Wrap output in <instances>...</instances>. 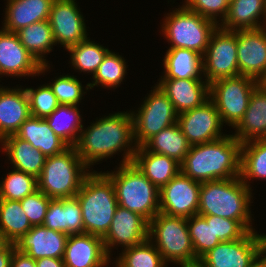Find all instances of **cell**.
<instances>
[{
    "instance_id": "obj_38",
    "label": "cell",
    "mask_w": 266,
    "mask_h": 267,
    "mask_svg": "<svg viewBox=\"0 0 266 267\" xmlns=\"http://www.w3.org/2000/svg\"><path fill=\"white\" fill-rule=\"evenodd\" d=\"M126 73V62L124 58L109 51L99 65L97 71L92 76L94 81L88 83L86 89H92L101 84L107 88L117 87L121 84ZM98 84V85H97Z\"/></svg>"
},
{
    "instance_id": "obj_21",
    "label": "cell",
    "mask_w": 266,
    "mask_h": 267,
    "mask_svg": "<svg viewBox=\"0 0 266 267\" xmlns=\"http://www.w3.org/2000/svg\"><path fill=\"white\" fill-rule=\"evenodd\" d=\"M157 86L181 112L201 106L209 99V83L201 79H161Z\"/></svg>"
},
{
    "instance_id": "obj_22",
    "label": "cell",
    "mask_w": 266,
    "mask_h": 267,
    "mask_svg": "<svg viewBox=\"0 0 266 267\" xmlns=\"http://www.w3.org/2000/svg\"><path fill=\"white\" fill-rule=\"evenodd\" d=\"M30 116L25 89L0 88V141L6 136L16 134L21 124Z\"/></svg>"
},
{
    "instance_id": "obj_42",
    "label": "cell",
    "mask_w": 266,
    "mask_h": 267,
    "mask_svg": "<svg viewBox=\"0 0 266 267\" xmlns=\"http://www.w3.org/2000/svg\"><path fill=\"white\" fill-rule=\"evenodd\" d=\"M50 201L51 198L40 190H36L34 193L20 200L21 207L31 226L43 225Z\"/></svg>"
},
{
    "instance_id": "obj_45",
    "label": "cell",
    "mask_w": 266,
    "mask_h": 267,
    "mask_svg": "<svg viewBox=\"0 0 266 267\" xmlns=\"http://www.w3.org/2000/svg\"><path fill=\"white\" fill-rule=\"evenodd\" d=\"M65 211V234H83L84 224L81 205L76 197L63 199Z\"/></svg>"
},
{
    "instance_id": "obj_52",
    "label": "cell",
    "mask_w": 266,
    "mask_h": 267,
    "mask_svg": "<svg viewBox=\"0 0 266 267\" xmlns=\"http://www.w3.org/2000/svg\"><path fill=\"white\" fill-rule=\"evenodd\" d=\"M263 252L266 253V235H263Z\"/></svg>"
},
{
    "instance_id": "obj_35",
    "label": "cell",
    "mask_w": 266,
    "mask_h": 267,
    "mask_svg": "<svg viewBox=\"0 0 266 267\" xmlns=\"http://www.w3.org/2000/svg\"><path fill=\"white\" fill-rule=\"evenodd\" d=\"M116 262V267H166L162 255L149 239L125 248Z\"/></svg>"
},
{
    "instance_id": "obj_5",
    "label": "cell",
    "mask_w": 266,
    "mask_h": 267,
    "mask_svg": "<svg viewBox=\"0 0 266 267\" xmlns=\"http://www.w3.org/2000/svg\"><path fill=\"white\" fill-rule=\"evenodd\" d=\"M87 168L90 167L83 162L76 147H68L62 153L46 158L37 178L38 190L51 199L73 198L90 173Z\"/></svg>"
},
{
    "instance_id": "obj_50",
    "label": "cell",
    "mask_w": 266,
    "mask_h": 267,
    "mask_svg": "<svg viewBox=\"0 0 266 267\" xmlns=\"http://www.w3.org/2000/svg\"><path fill=\"white\" fill-rule=\"evenodd\" d=\"M263 254H264V252L262 251L260 253V255L258 256V258L252 264H250L248 267H264V256H263Z\"/></svg>"
},
{
    "instance_id": "obj_39",
    "label": "cell",
    "mask_w": 266,
    "mask_h": 267,
    "mask_svg": "<svg viewBox=\"0 0 266 267\" xmlns=\"http://www.w3.org/2000/svg\"><path fill=\"white\" fill-rule=\"evenodd\" d=\"M187 225L197 260L221 242L214 236L212 220H205L200 215H194L187 218Z\"/></svg>"
},
{
    "instance_id": "obj_20",
    "label": "cell",
    "mask_w": 266,
    "mask_h": 267,
    "mask_svg": "<svg viewBox=\"0 0 266 267\" xmlns=\"http://www.w3.org/2000/svg\"><path fill=\"white\" fill-rule=\"evenodd\" d=\"M68 235L48 229L44 225L32 226L16 243V249L34 260L40 258L63 259Z\"/></svg>"
},
{
    "instance_id": "obj_11",
    "label": "cell",
    "mask_w": 266,
    "mask_h": 267,
    "mask_svg": "<svg viewBox=\"0 0 266 267\" xmlns=\"http://www.w3.org/2000/svg\"><path fill=\"white\" fill-rule=\"evenodd\" d=\"M202 71L209 84L218 79L239 75L237 31L217 27L202 56Z\"/></svg>"
},
{
    "instance_id": "obj_9",
    "label": "cell",
    "mask_w": 266,
    "mask_h": 267,
    "mask_svg": "<svg viewBox=\"0 0 266 267\" xmlns=\"http://www.w3.org/2000/svg\"><path fill=\"white\" fill-rule=\"evenodd\" d=\"M257 80L238 75L218 79L209 84V98L214 102L222 123L235 127L243 118Z\"/></svg>"
},
{
    "instance_id": "obj_16",
    "label": "cell",
    "mask_w": 266,
    "mask_h": 267,
    "mask_svg": "<svg viewBox=\"0 0 266 267\" xmlns=\"http://www.w3.org/2000/svg\"><path fill=\"white\" fill-rule=\"evenodd\" d=\"M239 75L260 82L266 75V28L237 30Z\"/></svg>"
},
{
    "instance_id": "obj_48",
    "label": "cell",
    "mask_w": 266,
    "mask_h": 267,
    "mask_svg": "<svg viewBox=\"0 0 266 267\" xmlns=\"http://www.w3.org/2000/svg\"><path fill=\"white\" fill-rule=\"evenodd\" d=\"M15 249L16 247L13 243H6L0 249V267H11V259Z\"/></svg>"
},
{
    "instance_id": "obj_14",
    "label": "cell",
    "mask_w": 266,
    "mask_h": 267,
    "mask_svg": "<svg viewBox=\"0 0 266 267\" xmlns=\"http://www.w3.org/2000/svg\"><path fill=\"white\" fill-rule=\"evenodd\" d=\"M177 123L190 145L211 142L223 137V123L210 98L201 106L179 113Z\"/></svg>"
},
{
    "instance_id": "obj_55",
    "label": "cell",
    "mask_w": 266,
    "mask_h": 267,
    "mask_svg": "<svg viewBox=\"0 0 266 267\" xmlns=\"http://www.w3.org/2000/svg\"><path fill=\"white\" fill-rule=\"evenodd\" d=\"M261 140H262L264 143H266V133H265V135L261 138Z\"/></svg>"
},
{
    "instance_id": "obj_53",
    "label": "cell",
    "mask_w": 266,
    "mask_h": 267,
    "mask_svg": "<svg viewBox=\"0 0 266 267\" xmlns=\"http://www.w3.org/2000/svg\"><path fill=\"white\" fill-rule=\"evenodd\" d=\"M260 84L266 89V75H265V77L260 81Z\"/></svg>"
},
{
    "instance_id": "obj_6",
    "label": "cell",
    "mask_w": 266,
    "mask_h": 267,
    "mask_svg": "<svg viewBox=\"0 0 266 267\" xmlns=\"http://www.w3.org/2000/svg\"><path fill=\"white\" fill-rule=\"evenodd\" d=\"M120 164L117 172L105 173L114 184L118 205L151 221L159 213L160 189L133 162Z\"/></svg>"
},
{
    "instance_id": "obj_4",
    "label": "cell",
    "mask_w": 266,
    "mask_h": 267,
    "mask_svg": "<svg viewBox=\"0 0 266 267\" xmlns=\"http://www.w3.org/2000/svg\"><path fill=\"white\" fill-rule=\"evenodd\" d=\"M75 197L81 205L84 233L103 238L118 207L111 179L104 172H90Z\"/></svg>"
},
{
    "instance_id": "obj_30",
    "label": "cell",
    "mask_w": 266,
    "mask_h": 267,
    "mask_svg": "<svg viewBox=\"0 0 266 267\" xmlns=\"http://www.w3.org/2000/svg\"><path fill=\"white\" fill-rule=\"evenodd\" d=\"M142 146L147 151L166 155L182 163L191 145L179 124L175 123L152 136Z\"/></svg>"
},
{
    "instance_id": "obj_37",
    "label": "cell",
    "mask_w": 266,
    "mask_h": 267,
    "mask_svg": "<svg viewBox=\"0 0 266 267\" xmlns=\"http://www.w3.org/2000/svg\"><path fill=\"white\" fill-rule=\"evenodd\" d=\"M38 190L37 178L14 169L0 183V200L20 201Z\"/></svg>"
},
{
    "instance_id": "obj_18",
    "label": "cell",
    "mask_w": 266,
    "mask_h": 267,
    "mask_svg": "<svg viewBox=\"0 0 266 267\" xmlns=\"http://www.w3.org/2000/svg\"><path fill=\"white\" fill-rule=\"evenodd\" d=\"M49 65H40L21 44L15 32L0 30V75L31 76L43 73Z\"/></svg>"
},
{
    "instance_id": "obj_7",
    "label": "cell",
    "mask_w": 266,
    "mask_h": 267,
    "mask_svg": "<svg viewBox=\"0 0 266 267\" xmlns=\"http://www.w3.org/2000/svg\"><path fill=\"white\" fill-rule=\"evenodd\" d=\"M155 239L154 245L165 262L193 264L198 260L189 235L187 218L158 213L149 221L148 239Z\"/></svg>"
},
{
    "instance_id": "obj_47",
    "label": "cell",
    "mask_w": 266,
    "mask_h": 267,
    "mask_svg": "<svg viewBox=\"0 0 266 267\" xmlns=\"http://www.w3.org/2000/svg\"><path fill=\"white\" fill-rule=\"evenodd\" d=\"M11 267H37V264L33 258L15 249L11 259Z\"/></svg>"
},
{
    "instance_id": "obj_17",
    "label": "cell",
    "mask_w": 266,
    "mask_h": 267,
    "mask_svg": "<svg viewBox=\"0 0 266 267\" xmlns=\"http://www.w3.org/2000/svg\"><path fill=\"white\" fill-rule=\"evenodd\" d=\"M149 221L140 214L118 205L111 226L102 238L107 254L114 245L124 248L143 243L148 239Z\"/></svg>"
},
{
    "instance_id": "obj_54",
    "label": "cell",
    "mask_w": 266,
    "mask_h": 267,
    "mask_svg": "<svg viewBox=\"0 0 266 267\" xmlns=\"http://www.w3.org/2000/svg\"><path fill=\"white\" fill-rule=\"evenodd\" d=\"M6 244L3 238L0 236V249Z\"/></svg>"
},
{
    "instance_id": "obj_12",
    "label": "cell",
    "mask_w": 266,
    "mask_h": 267,
    "mask_svg": "<svg viewBox=\"0 0 266 267\" xmlns=\"http://www.w3.org/2000/svg\"><path fill=\"white\" fill-rule=\"evenodd\" d=\"M263 251V235L248 231L238 240L223 241L204 254L203 267H248Z\"/></svg>"
},
{
    "instance_id": "obj_24",
    "label": "cell",
    "mask_w": 266,
    "mask_h": 267,
    "mask_svg": "<svg viewBox=\"0 0 266 267\" xmlns=\"http://www.w3.org/2000/svg\"><path fill=\"white\" fill-rule=\"evenodd\" d=\"M233 135L241 143L261 139L266 133V89L259 84L252 92L248 108L234 127Z\"/></svg>"
},
{
    "instance_id": "obj_2",
    "label": "cell",
    "mask_w": 266,
    "mask_h": 267,
    "mask_svg": "<svg viewBox=\"0 0 266 267\" xmlns=\"http://www.w3.org/2000/svg\"><path fill=\"white\" fill-rule=\"evenodd\" d=\"M241 145L233 135L224 134L214 141L191 145L181 172L200 183L240 177Z\"/></svg>"
},
{
    "instance_id": "obj_41",
    "label": "cell",
    "mask_w": 266,
    "mask_h": 267,
    "mask_svg": "<svg viewBox=\"0 0 266 267\" xmlns=\"http://www.w3.org/2000/svg\"><path fill=\"white\" fill-rule=\"evenodd\" d=\"M59 104L74 105L82 99L83 92L82 84L77 78L70 75L61 76L49 85Z\"/></svg>"
},
{
    "instance_id": "obj_34",
    "label": "cell",
    "mask_w": 266,
    "mask_h": 267,
    "mask_svg": "<svg viewBox=\"0 0 266 267\" xmlns=\"http://www.w3.org/2000/svg\"><path fill=\"white\" fill-rule=\"evenodd\" d=\"M240 178L248 187V179H266V143L261 139L242 143Z\"/></svg>"
},
{
    "instance_id": "obj_33",
    "label": "cell",
    "mask_w": 266,
    "mask_h": 267,
    "mask_svg": "<svg viewBox=\"0 0 266 267\" xmlns=\"http://www.w3.org/2000/svg\"><path fill=\"white\" fill-rule=\"evenodd\" d=\"M32 228L20 201L0 200V236L15 244Z\"/></svg>"
},
{
    "instance_id": "obj_29",
    "label": "cell",
    "mask_w": 266,
    "mask_h": 267,
    "mask_svg": "<svg viewBox=\"0 0 266 267\" xmlns=\"http://www.w3.org/2000/svg\"><path fill=\"white\" fill-rule=\"evenodd\" d=\"M161 79H202V56L185 48H169L164 57Z\"/></svg>"
},
{
    "instance_id": "obj_27",
    "label": "cell",
    "mask_w": 266,
    "mask_h": 267,
    "mask_svg": "<svg viewBox=\"0 0 266 267\" xmlns=\"http://www.w3.org/2000/svg\"><path fill=\"white\" fill-rule=\"evenodd\" d=\"M0 142L14 169L36 178L40 176L47 157L39 149L33 148L31 143L15 134L6 136Z\"/></svg>"
},
{
    "instance_id": "obj_49",
    "label": "cell",
    "mask_w": 266,
    "mask_h": 267,
    "mask_svg": "<svg viewBox=\"0 0 266 267\" xmlns=\"http://www.w3.org/2000/svg\"><path fill=\"white\" fill-rule=\"evenodd\" d=\"M35 262L37 267H65L63 259L60 258H40Z\"/></svg>"
},
{
    "instance_id": "obj_10",
    "label": "cell",
    "mask_w": 266,
    "mask_h": 267,
    "mask_svg": "<svg viewBox=\"0 0 266 267\" xmlns=\"http://www.w3.org/2000/svg\"><path fill=\"white\" fill-rule=\"evenodd\" d=\"M133 116L134 146H142L148 139L177 123L178 113L173 103L156 85Z\"/></svg>"
},
{
    "instance_id": "obj_23",
    "label": "cell",
    "mask_w": 266,
    "mask_h": 267,
    "mask_svg": "<svg viewBox=\"0 0 266 267\" xmlns=\"http://www.w3.org/2000/svg\"><path fill=\"white\" fill-rule=\"evenodd\" d=\"M2 29L17 32L33 23L49 20L54 0H8Z\"/></svg>"
},
{
    "instance_id": "obj_36",
    "label": "cell",
    "mask_w": 266,
    "mask_h": 267,
    "mask_svg": "<svg viewBox=\"0 0 266 267\" xmlns=\"http://www.w3.org/2000/svg\"><path fill=\"white\" fill-rule=\"evenodd\" d=\"M67 50L71 53V63L75 69L81 72L92 73L93 75L109 52L108 48L98 43L96 44L88 38L77 45L69 47Z\"/></svg>"
},
{
    "instance_id": "obj_26",
    "label": "cell",
    "mask_w": 266,
    "mask_h": 267,
    "mask_svg": "<svg viewBox=\"0 0 266 267\" xmlns=\"http://www.w3.org/2000/svg\"><path fill=\"white\" fill-rule=\"evenodd\" d=\"M39 149L46 157L62 153L69 146L49 127L44 118L30 116L15 134Z\"/></svg>"
},
{
    "instance_id": "obj_19",
    "label": "cell",
    "mask_w": 266,
    "mask_h": 267,
    "mask_svg": "<svg viewBox=\"0 0 266 267\" xmlns=\"http://www.w3.org/2000/svg\"><path fill=\"white\" fill-rule=\"evenodd\" d=\"M65 267H105L110 262L102 237L88 233L68 235Z\"/></svg>"
},
{
    "instance_id": "obj_28",
    "label": "cell",
    "mask_w": 266,
    "mask_h": 267,
    "mask_svg": "<svg viewBox=\"0 0 266 267\" xmlns=\"http://www.w3.org/2000/svg\"><path fill=\"white\" fill-rule=\"evenodd\" d=\"M262 14L266 19L264 0H232L227 16L219 26L229 31L262 28L258 23Z\"/></svg>"
},
{
    "instance_id": "obj_3",
    "label": "cell",
    "mask_w": 266,
    "mask_h": 267,
    "mask_svg": "<svg viewBox=\"0 0 266 267\" xmlns=\"http://www.w3.org/2000/svg\"><path fill=\"white\" fill-rule=\"evenodd\" d=\"M251 187L240 177L201 183L198 215H214L239 221L248 231H252Z\"/></svg>"
},
{
    "instance_id": "obj_31",
    "label": "cell",
    "mask_w": 266,
    "mask_h": 267,
    "mask_svg": "<svg viewBox=\"0 0 266 267\" xmlns=\"http://www.w3.org/2000/svg\"><path fill=\"white\" fill-rule=\"evenodd\" d=\"M21 44L31 56L40 64L47 65L43 55L52 50L55 45L53 32L49 20L40 21L23 27L16 32Z\"/></svg>"
},
{
    "instance_id": "obj_44",
    "label": "cell",
    "mask_w": 266,
    "mask_h": 267,
    "mask_svg": "<svg viewBox=\"0 0 266 267\" xmlns=\"http://www.w3.org/2000/svg\"><path fill=\"white\" fill-rule=\"evenodd\" d=\"M185 3V6L190 11L196 12L217 23L216 16L220 14L221 21L223 22L229 10V2L227 0H186Z\"/></svg>"
},
{
    "instance_id": "obj_8",
    "label": "cell",
    "mask_w": 266,
    "mask_h": 267,
    "mask_svg": "<svg viewBox=\"0 0 266 267\" xmlns=\"http://www.w3.org/2000/svg\"><path fill=\"white\" fill-rule=\"evenodd\" d=\"M163 23V34L172 43L170 48H185L201 56L219 26L217 22L190 11L185 5L168 14Z\"/></svg>"
},
{
    "instance_id": "obj_32",
    "label": "cell",
    "mask_w": 266,
    "mask_h": 267,
    "mask_svg": "<svg viewBox=\"0 0 266 267\" xmlns=\"http://www.w3.org/2000/svg\"><path fill=\"white\" fill-rule=\"evenodd\" d=\"M44 119L54 133L69 147L76 146L80 138L79 134H81V130L83 129L80 112L77 106L60 104Z\"/></svg>"
},
{
    "instance_id": "obj_56",
    "label": "cell",
    "mask_w": 266,
    "mask_h": 267,
    "mask_svg": "<svg viewBox=\"0 0 266 267\" xmlns=\"http://www.w3.org/2000/svg\"><path fill=\"white\" fill-rule=\"evenodd\" d=\"M264 267H266V253H264Z\"/></svg>"
},
{
    "instance_id": "obj_40",
    "label": "cell",
    "mask_w": 266,
    "mask_h": 267,
    "mask_svg": "<svg viewBox=\"0 0 266 267\" xmlns=\"http://www.w3.org/2000/svg\"><path fill=\"white\" fill-rule=\"evenodd\" d=\"M29 99L30 114L38 118L48 117L60 104L49 85L38 89H25Z\"/></svg>"
},
{
    "instance_id": "obj_51",
    "label": "cell",
    "mask_w": 266,
    "mask_h": 267,
    "mask_svg": "<svg viewBox=\"0 0 266 267\" xmlns=\"http://www.w3.org/2000/svg\"><path fill=\"white\" fill-rule=\"evenodd\" d=\"M181 267H203L199 262L193 264H181Z\"/></svg>"
},
{
    "instance_id": "obj_43",
    "label": "cell",
    "mask_w": 266,
    "mask_h": 267,
    "mask_svg": "<svg viewBox=\"0 0 266 267\" xmlns=\"http://www.w3.org/2000/svg\"><path fill=\"white\" fill-rule=\"evenodd\" d=\"M205 220H212V230L221 242L238 240L242 238L248 230L237 220H231L214 215H200Z\"/></svg>"
},
{
    "instance_id": "obj_13",
    "label": "cell",
    "mask_w": 266,
    "mask_h": 267,
    "mask_svg": "<svg viewBox=\"0 0 266 267\" xmlns=\"http://www.w3.org/2000/svg\"><path fill=\"white\" fill-rule=\"evenodd\" d=\"M200 186L180 172L160 188L159 212L185 218L198 215Z\"/></svg>"
},
{
    "instance_id": "obj_25",
    "label": "cell",
    "mask_w": 266,
    "mask_h": 267,
    "mask_svg": "<svg viewBox=\"0 0 266 267\" xmlns=\"http://www.w3.org/2000/svg\"><path fill=\"white\" fill-rule=\"evenodd\" d=\"M159 189L181 172V163L166 155L137 147L132 161Z\"/></svg>"
},
{
    "instance_id": "obj_15",
    "label": "cell",
    "mask_w": 266,
    "mask_h": 267,
    "mask_svg": "<svg viewBox=\"0 0 266 267\" xmlns=\"http://www.w3.org/2000/svg\"><path fill=\"white\" fill-rule=\"evenodd\" d=\"M75 0H54L49 16L55 43L68 49L87 39L84 17Z\"/></svg>"
},
{
    "instance_id": "obj_1",
    "label": "cell",
    "mask_w": 266,
    "mask_h": 267,
    "mask_svg": "<svg viewBox=\"0 0 266 267\" xmlns=\"http://www.w3.org/2000/svg\"><path fill=\"white\" fill-rule=\"evenodd\" d=\"M134 140L133 116L118 112L100 118L87 129H82L76 149L87 166L99 162L124 149L122 164L131 163L137 147L130 145ZM127 147V149H126Z\"/></svg>"
},
{
    "instance_id": "obj_46",
    "label": "cell",
    "mask_w": 266,
    "mask_h": 267,
    "mask_svg": "<svg viewBox=\"0 0 266 267\" xmlns=\"http://www.w3.org/2000/svg\"><path fill=\"white\" fill-rule=\"evenodd\" d=\"M43 225L48 229L65 233V211H63V199H51Z\"/></svg>"
}]
</instances>
